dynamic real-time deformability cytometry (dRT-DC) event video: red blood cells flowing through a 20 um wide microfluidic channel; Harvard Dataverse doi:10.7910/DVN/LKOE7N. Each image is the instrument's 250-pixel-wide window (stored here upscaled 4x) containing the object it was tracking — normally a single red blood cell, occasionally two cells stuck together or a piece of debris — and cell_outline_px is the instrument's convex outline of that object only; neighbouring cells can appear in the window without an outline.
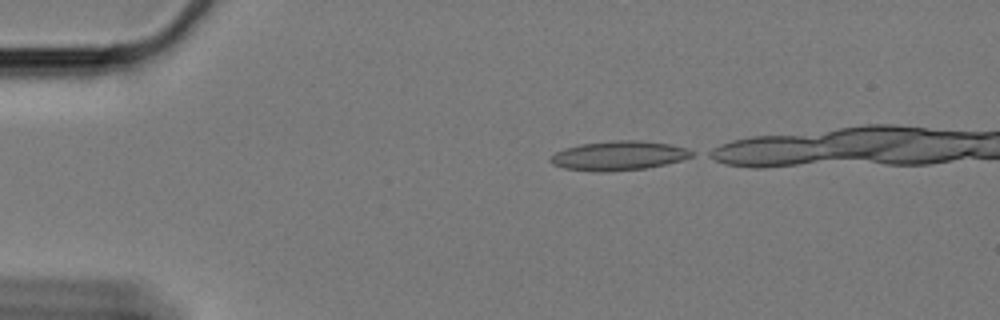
{"species": "Egyptian fruit bat (a non-hibernating species)", "species_latin": "Rousettus aegyptiacus", "temperature_condition": "cold", "stored_images_in_passage": 16, "camera_frame_rate_fps": 3000, "um_per_image_px": 0.085, "animal": {"sex": "female"}, "frame": {"image": 1, "passage_image": 1, "time_ms": 0.0, "image_size_px": [1000, 320], "cell_outline_px": [[696, 152], [692, 156], [680, 160], [664, 164], [644, 168], [608, 172], [592, 172], [564, 168], [552, 164], [548, 160], [548, 156], [564, 148], [580, 144], [612, 140], [640, 140], [668, 144], [688, 148]], "centroid_in_image_um": [52.53, 13.23], "position_along_channel_um": 32.5, "area_um2": 24.33}}
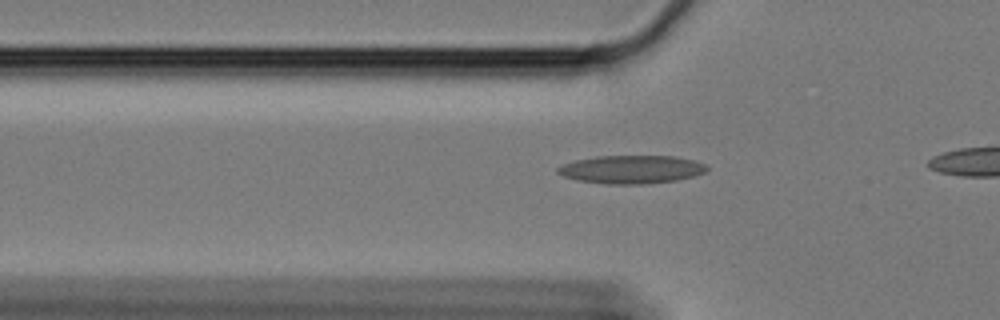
{"frame": {"image": 2, "passage_image": 9, "time_ms": 2.667, "image_size_px": [1000, 320], "cell_outline_px": [[708, 168], [704, 172], [692, 176], [676, 180], [648, 184], [608, 184], [576, 180], [564, 176], [556, 172], [556, 168], [564, 164], [576, 160], [596, 156], [676, 156], [692, 160], [704, 164]], "centroid_in_image_um": [53.64, 14.4], "position_along_channel_um": 72.2, "area_um2": 24.39}}
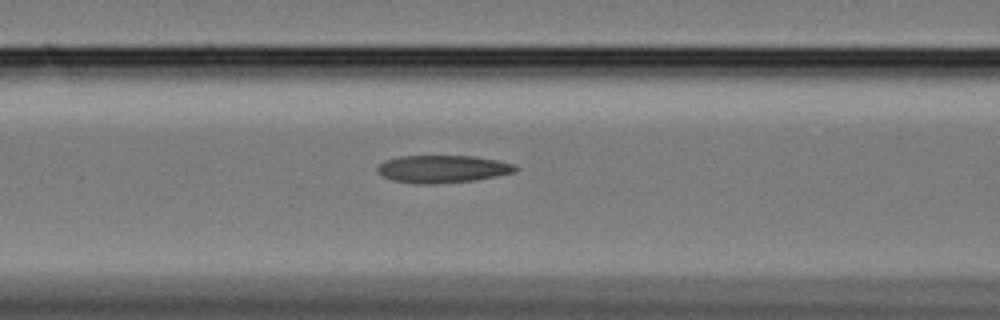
{"frame": {"image": 3, "passage_image": 14, "time_ms": 4.333, "image_size_px": [1000, 320], "cell_outline_px": [[520, 168], [516, 172], [496, 176], [472, 180], [432, 184], [428, 184], [392, 180], [376, 172], [376, 168], [384, 160], [400, 156], [472, 156], [496, 160], [516, 164]], "centroid_in_image_um": [37.64, 14.35], "position_along_channel_um": 129.0, "area_um2": 22.02}}